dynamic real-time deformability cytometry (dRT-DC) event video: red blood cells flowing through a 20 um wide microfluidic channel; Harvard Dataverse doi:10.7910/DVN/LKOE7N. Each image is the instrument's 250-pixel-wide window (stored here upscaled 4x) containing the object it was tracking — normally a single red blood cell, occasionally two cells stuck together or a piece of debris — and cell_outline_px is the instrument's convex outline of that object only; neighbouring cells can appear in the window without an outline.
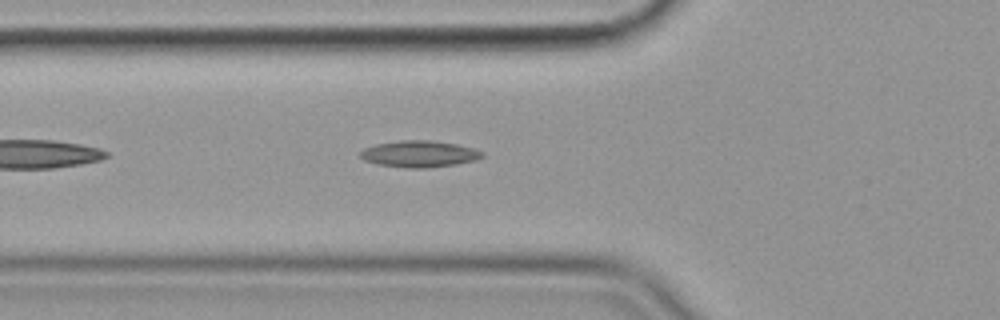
{"species": "common noctule bat (a hibernating species)", "species_latin": "Nyctalus noctula", "temperature_condition": "cold", "stored_images_in_passage": 43, "camera_frame_rate_fps": 3000, "um_per_image_px": 0.085, "animal": {"sex": "female", "body_mass_g": 19.9}, "frame": {"image": 1, "passage_image": 7, "time_ms": 2.0, "image_size_px": [1000, 320], "cell_outline_px": [[484, 156], [476, 160], [456, 164], [424, 168], [408, 168], [380, 164], [364, 160], [360, 156], [360, 152], [364, 148], [376, 144], [400, 140], [432, 140], [456, 144], [476, 148], [484, 152]], "centroid_in_image_um": [35.68, 13.07], "position_along_channel_um": 90.1, "area_um2": 18.84}}
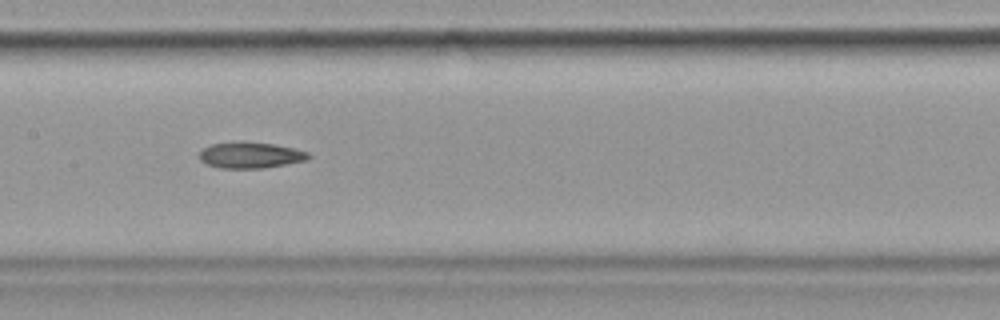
{"frame": {"image": 2, "passage_image": 15, "time_ms": 4.667, "image_size_px": [1000, 320], "cell_outline_px": [[312, 156], [308, 160], [264, 168], [220, 168], [204, 164], [200, 160], [200, 152], [204, 148], [212, 144], [240, 140], [272, 144], [292, 148], [308, 152]], "centroid_in_image_um": [21.27, 13.18], "position_along_channel_um": 186.1, "area_um2": 16.76}}
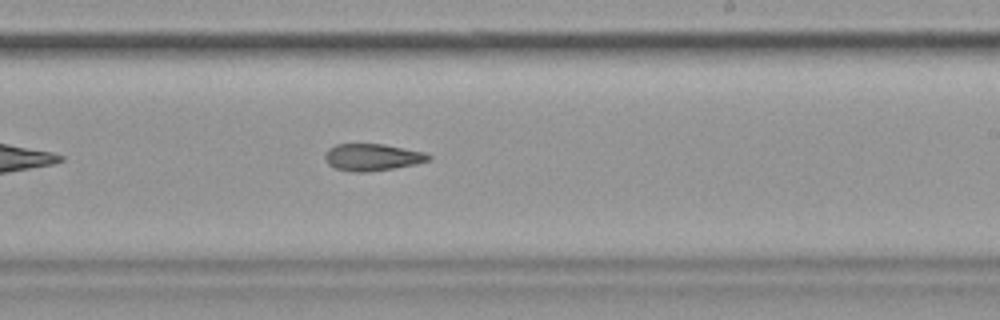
{"frame": {"image": 3, "passage_image": 21, "time_ms": 6.667, "image_size_px": [1000, 320], "cell_outline_px": [[432, 160], [416, 164], [368, 172], [352, 172], [336, 168], [328, 164], [324, 160], [324, 152], [328, 148], [336, 144], [384, 144], [424, 152], [432, 156]], "centroid_in_image_um": [31.63, 13.36], "position_along_channel_um": 257.4, "area_um2": 16.42}}